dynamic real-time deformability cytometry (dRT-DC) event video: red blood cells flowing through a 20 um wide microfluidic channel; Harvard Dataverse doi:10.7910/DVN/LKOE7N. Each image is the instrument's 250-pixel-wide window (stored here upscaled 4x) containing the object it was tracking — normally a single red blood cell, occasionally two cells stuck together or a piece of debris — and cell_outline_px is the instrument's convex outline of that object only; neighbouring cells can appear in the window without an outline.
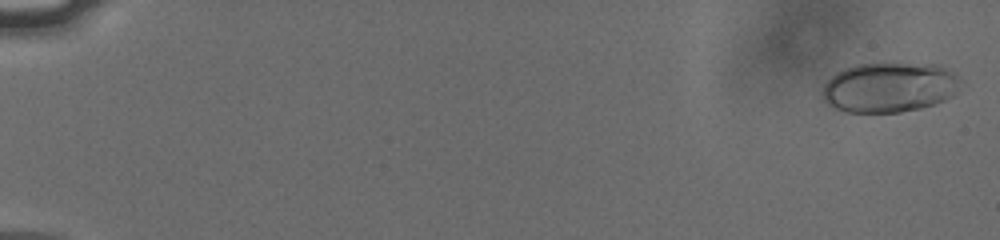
{"species": "human", "species_latin": "Homo sapiens", "temperature_condition": "cold", "stored_images_in_passage": 57, "camera_frame_rate_fps": 3000, "um_per_image_px": 0.085, "donor": {"sex": "male"}, "frame": {"image": 1, "passage_image": 2, "time_ms": 0.333, "image_size_px": [1000, 240], "cell_outline_px": [[956, 92], [952, 96], [944, 100], [920, 108], [900, 112], [848, 112], [836, 108], [828, 104], [824, 100], [824, 84], [836, 72], [860, 64], [940, 64], [952, 72], [956, 76]], "centroid_in_image_um": [75.58, 7.43], "position_along_channel_um": 9.4, "area_um2": 39.42}}
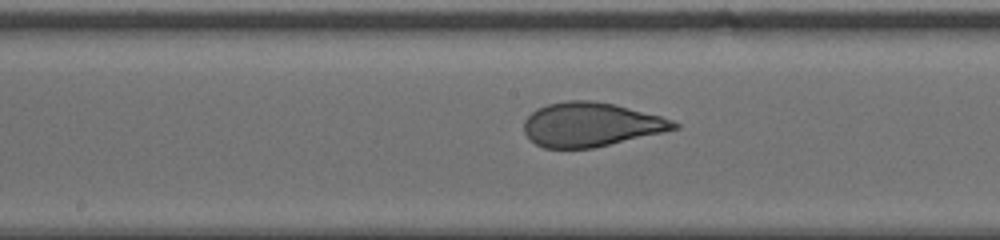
{"frame": {"image": 2, "passage_image": 32, "time_ms": 10.333, "image_size_px": [1000, 240], "cell_outline_px": [[680, 128], [592, 148], [544, 148], [536, 144], [524, 132], [524, 120], [536, 108], [548, 104], [568, 100], [592, 100], [612, 104], [660, 116], [672, 120], [680, 124]], "centroid_in_image_um": [50.2, 10.58], "position_along_channel_um": 198.0, "area_um2": 38.15}}
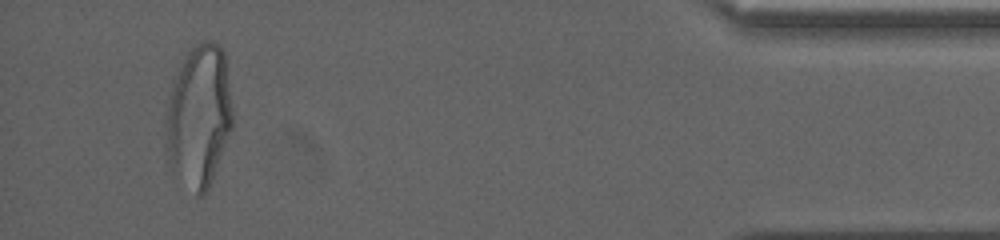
{"frame": {"image": 3, "passage_image": 54, "time_ms": 17.667, "image_size_px": [1000, 240], "cell_outline_px": [[232, 128], [208, 188], [204, 196], [196, 196], [172, 172], [164, 148], [164, 112], [172, 80], [184, 56], [196, 44], [204, 40], [208, 40], [220, 44], [224, 52], [232, 108]], "centroid_in_image_um": [16.85, 9.88], "position_along_channel_um": 418.4, "area_um2": 56.41}, "authors_computed_cell_mechanics": {"area_um2": 39.304, "velocity_mm_per_s": 3.7993, "shape_relaxation_time_tau1_ms": 5.429, "shape_relaxation_time_tau2_ms": null, "deformation_change_tau1": 0.204, "deformation_change_tau2": null}}